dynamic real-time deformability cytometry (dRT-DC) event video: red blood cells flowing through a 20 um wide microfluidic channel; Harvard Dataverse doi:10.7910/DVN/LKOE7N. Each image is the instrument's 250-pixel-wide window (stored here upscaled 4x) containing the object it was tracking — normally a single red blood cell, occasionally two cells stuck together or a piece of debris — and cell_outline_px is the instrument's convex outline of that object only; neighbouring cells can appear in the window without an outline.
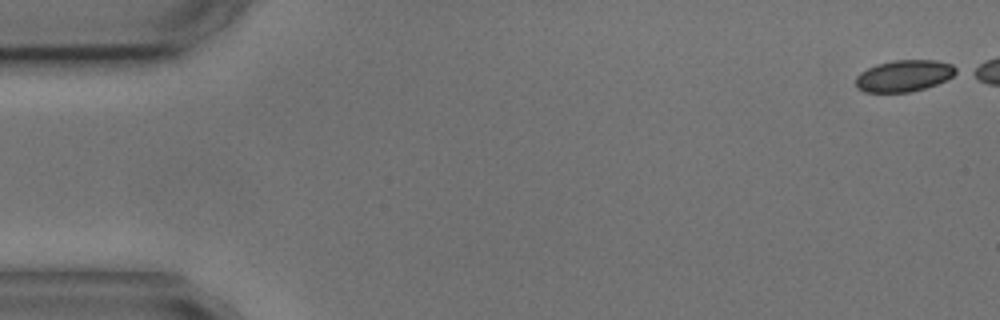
{"species": "common noctule bat (a hibernating species)", "species_latin": "Nyctalus noctula", "temperature_condition": "cold", "stored_images_in_passage": 6, "camera_frame_rate_fps": 3000, "um_per_image_px": 0.085, "animal": {"sex": "male", "body_mass_g": 17.9, "forearm_length_mm": 54.2}, "frame": {"image": 1, "passage_image": 1, "time_ms": 0.0, "image_size_px": [1000, 320], "cell_outline_px": [[960, 72], [936, 84], [924, 88], [908, 92], [864, 92], [856, 88], [856, 76], [860, 72], [876, 64], [896, 60], [936, 60], [952, 64], [960, 68]], "centroid_in_image_um": [76.86, 6.43], "position_along_channel_um": 8.1, "area_um2": 18.55}}